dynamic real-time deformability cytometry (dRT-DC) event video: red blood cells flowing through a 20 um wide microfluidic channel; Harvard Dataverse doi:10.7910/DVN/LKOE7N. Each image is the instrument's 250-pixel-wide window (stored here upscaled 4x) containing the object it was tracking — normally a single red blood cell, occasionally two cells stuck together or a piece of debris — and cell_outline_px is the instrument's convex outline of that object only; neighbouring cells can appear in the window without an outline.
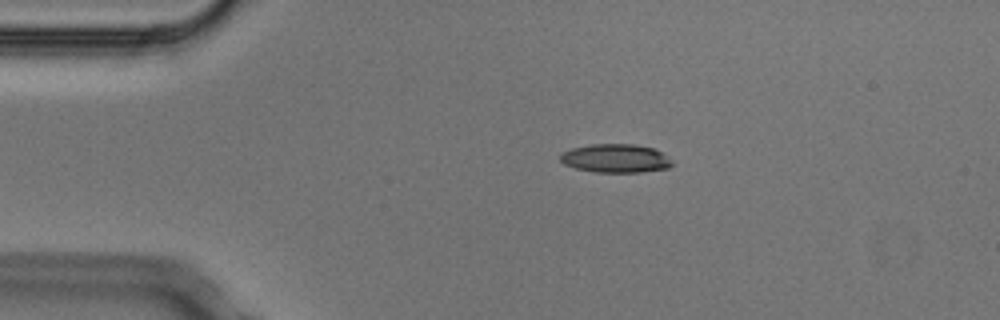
{"species": "Egyptian fruit bat (a non-hibernating species)", "species_latin": "Rousettus aegyptiacus", "temperature_condition": "cold", "stored_images_in_passage": 2, "camera_frame_rate_fps": 3000, "um_per_image_px": 0.085, "animal": {"sex": "male"}, "frame": {"image": 1, "passage_image": 1, "time_ms": 0.0, "image_size_px": [1000, 320], "cell_outline_px": [[672, 164], [668, 168], [640, 172], [596, 172], [576, 168], [564, 164], [560, 160], [560, 152], [572, 148], [588, 144], [636, 144], [652, 148], [668, 156], [672, 160]], "centroid_in_image_um": [52.3, 13.45], "position_along_channel_um": 32.7, "area_um2": 18.67}}